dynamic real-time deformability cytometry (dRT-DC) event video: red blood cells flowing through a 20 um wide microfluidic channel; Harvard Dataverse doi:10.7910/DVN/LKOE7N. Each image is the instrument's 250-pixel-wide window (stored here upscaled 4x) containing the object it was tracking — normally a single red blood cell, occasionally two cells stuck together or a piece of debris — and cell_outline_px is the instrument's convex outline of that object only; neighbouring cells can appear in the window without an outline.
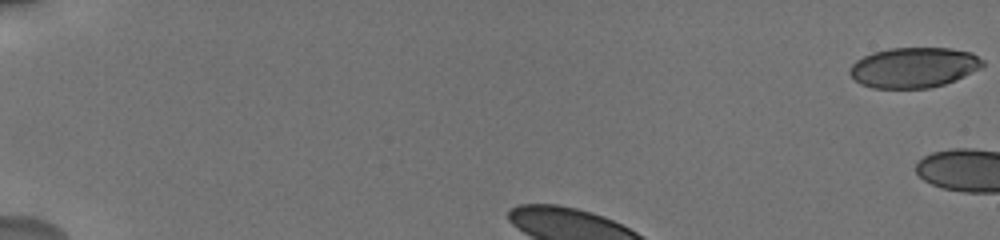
{"species": "human", "species_latin": "Homo sapiens", "temperature_condition": "cold", "stored_images_in_passage": 59, "camera_frame_rate_fps": 3000, "um_per_image_px": 0.085, "donor": {"sex": "male"}, "frame": {"image": 1, "passage_image": 1, "time_ms": 0.0, "image_size_px": [1000, 240], "cell_outline_px": [[984, 64], [980, 68], [956, 80], [944, 84], [928, 88], [872, 88], [860, 84], [848, 72], [852, 64], [856, 60], [872, 52], [892, 48], [948, 48], [972, 52], [984, 60]], "centroid_in_image_um": [77.67, 5.73], "position_along_channel_um": 7.3, "area_um2": 31.21}}
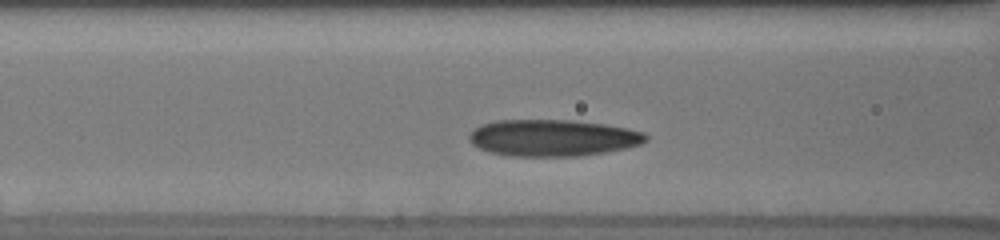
{"frame": {"image": 2, "passage_image": 24, "time_ms": 4.333, "image_size_px": [1000, 240], "cell_outline_px": [[648, 140], [640, 144], [624, 148], [604, 152], [580, 156], [508, 156], [488, 152], [472, 144], [468, 140], [468, 132], [480, 124], [496, 120], [572, 120], [604, 124], [644, 132], [648, 136]], "centroid_in_image_um": [46.92, 11.71], "position_along_channel_um": 119.7, "area_um2": 37.92}}
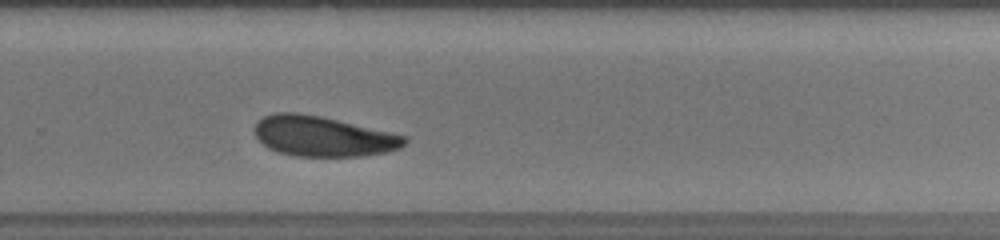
{"frame": {"image": 3, "passage_image": 51, "time_ms": 9.333, "image_size_px": [1000, 240], "cell_outline_px": [[408, 140], [400, 148], [384, 152], [364, 156], [296, 156], [276, 152], [268, 148], [256, 136], [252, 128], [264, 116], [276, 112], [300, 112], [320, 116], [408, 136]], "centroid_in_image_um": [27.43, 11.58], "position_along_channel_um": 302.4, "area_um2": 35.14}}